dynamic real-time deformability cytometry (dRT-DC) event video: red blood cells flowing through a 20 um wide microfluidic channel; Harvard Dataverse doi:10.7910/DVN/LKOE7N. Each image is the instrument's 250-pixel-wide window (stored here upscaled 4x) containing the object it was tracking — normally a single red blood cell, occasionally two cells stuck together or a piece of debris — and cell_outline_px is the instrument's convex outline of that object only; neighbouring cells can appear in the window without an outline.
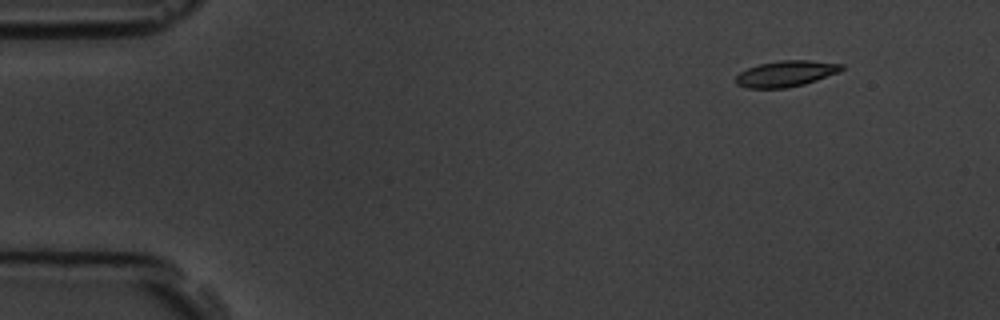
{"species": "common noctule bat (a hibernating species)", "species_latin": "Nyctalus noctula", "temperature_condition": "room temperature", "stored_images_in_passage": 6, "segment_of_instrument_passage": [2, 2], "camera_frame_rate_fps": 3000, "um_per_image_px": 0.085, "animal": {"sex": "male", "body_mass_g": 19.5, "forearm_length_mm": 54.6}, "frame": {"image": 1, "passage_image": 6, "time_ms": 6.0, "image_size_px": [1000, 320], "cell_outline_px": [[844, 68], [840, 72], [804, 84], [788, 88], [748, 88], [736, 84], [736, 76], [740, 72], [748, 68], [760, 64], [780, 60], [812, 60], [844, 64]], "centroid_in_image_um": [66.84, 6.26], "position_along_channel_um": 18.2, "area_um2": 16.07}}